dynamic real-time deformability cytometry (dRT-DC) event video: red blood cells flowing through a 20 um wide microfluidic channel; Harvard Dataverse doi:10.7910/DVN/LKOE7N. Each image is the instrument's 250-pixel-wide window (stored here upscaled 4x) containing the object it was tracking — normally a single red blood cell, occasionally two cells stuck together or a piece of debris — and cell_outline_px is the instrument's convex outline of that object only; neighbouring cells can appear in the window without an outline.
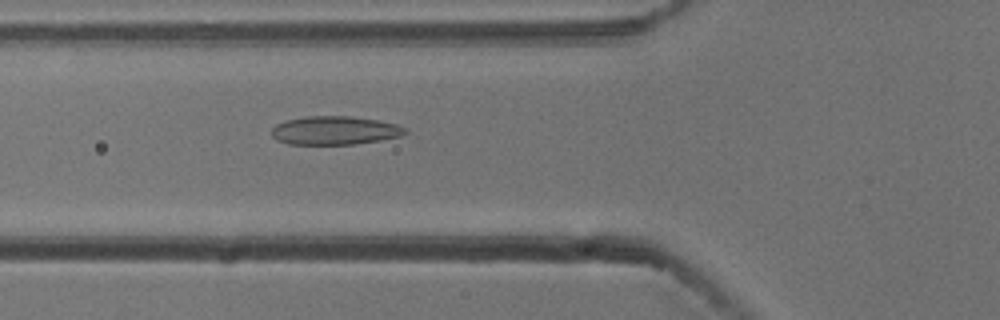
{"species": "common noctule bat (a hibernating species)", "species_latin": "Nyctalus noctula", "temperature_condition": "cold", "stored_images_in_passage": 53, "camera_frame_rate_fps": 3000, "um_per_image_px": 0.085, "animal": {"sex": "male", "body_mass_g": 13.3}, "frame": {"image": 1, "passage_image": 19, "time_ms": 6.0, "image_size_px": [1000, 320], "cell_outline_px": [[408, 132], [400, 136], [380, 140], [356, 144], [288, 144], [276, 140], [272, 136], [272, 128], [276, 124], [288, 120], [304, 116], [352, 116], [376, 120], [396, 124], [408, 128]], "centroid_in_image_um": [28.46, 11.09], "position_along_channel_um": 97.3, "area_um2": 22.25}}
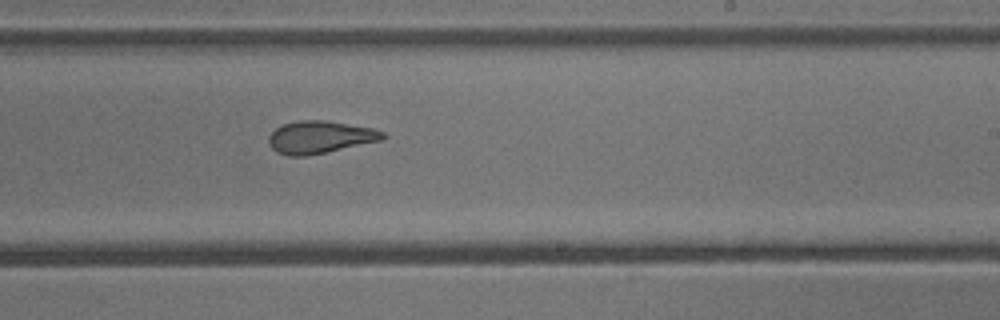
{"frame": {"image": 2, "passage_image": 32, "time_ms": 10.333, "image_size_px": [1000, 320], "cell_outline_px": [[388, 136], [384, 140], [308, 156], [288, 156], [276, 152], [272, 148], [268, 140], [268, 136], [276, 128], [284, 124], [300, 120], [324, 120], [372, 128], [384, 132]], "centroid_in_image_um": [27.22, 11.67], "position_along_channel_um": 261.8, "area_um2": 21.68}}
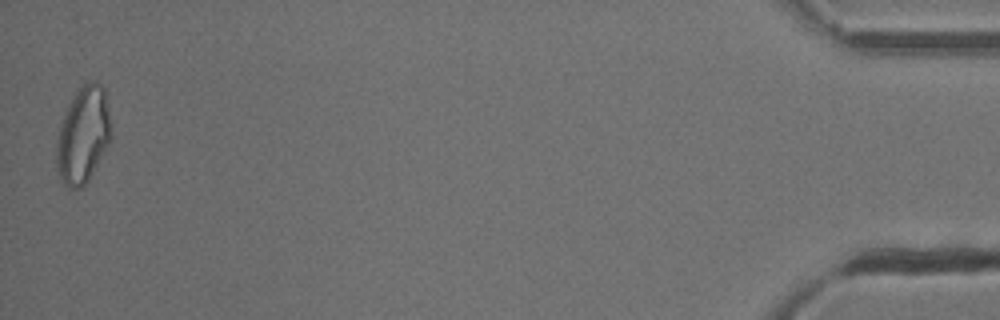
{"frame": {"image": 3, "passage_image": 53, "time_ms": 17.333, "image_size_px": [1000, 320], "cell_outline_px": [[112, 136], [108, 144], [88, 180], [80, 188], [68, 188], [60, 180], [56, 168], [56, 140], [60, 124], [68, 104], [84, 80], [96, 80], [104, 88]], "centroid_in_image_um": [7.03, 11.46], "position_along_channel_um": 428.2, "area_um2": 30.75}, "authors_computed_cell_mechanics": {"area_um2": 23.0622, "velocity_mm_per_s": 3.7817, "shape_relaxation_time_tau1_ms": null, "shape_relaxation_time_tau2_ms": 2.2549, "deformation_change_tau1": null, "deformation_change_tau2": 0.0904}}